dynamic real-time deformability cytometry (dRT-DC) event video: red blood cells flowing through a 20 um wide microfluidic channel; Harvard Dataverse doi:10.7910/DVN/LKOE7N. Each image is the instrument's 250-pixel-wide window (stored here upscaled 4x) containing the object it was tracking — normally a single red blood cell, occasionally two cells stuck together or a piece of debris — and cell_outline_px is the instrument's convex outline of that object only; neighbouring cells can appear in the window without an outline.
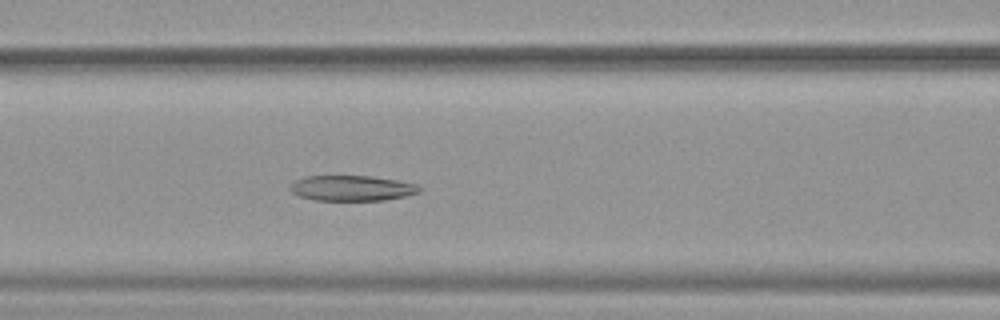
{"species": "common noctule bat (a hibernating species)", "species_latin": "Nyctalus noctula", "temperature_condition": "warm", "stored_images_in_passage": 51, "camera_frame_rate_fps": 3000, "um_per_image_px": 0.085, "animal": {"sex": "female", "body_mass_g": 19.9}, "frame": {"image": 1, "passage_image": 22, "time_ms": 7.0, "image_size_px": [1000, 320], "cell_outline_px": [[424, 188], [420, 192], [404, 196], [384, 200], [316, 200], [300, 196], [292, 192], [288, 188], [296, 180], [304, 176], [372, 176], [396, 180], [416, 184]], "centroid_in_image_um": [29.93, 15.99], "position_along_channel_um": 136.7, "area_um2": 19.07}}
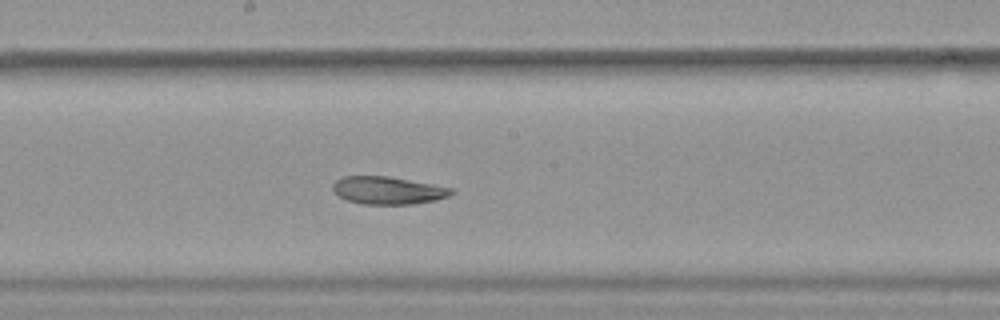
{"frame": {"image": 2, "passage_image": 28, "time_ms": 9.0, "image_size_px": [1000, 320], "cell_outline_px": [[456, 192], [448, 196], [436, 200], [412, 204], [360, 204], [348, 200], [340, 196], [332, 188], [332, 184], [336, 180], [344, 176], [388, 176], [452, 188]], "centroid_in_image_um": [32.98, 16.18], "position_along_channel_um": 215.2, "area_um2": 18.96}}
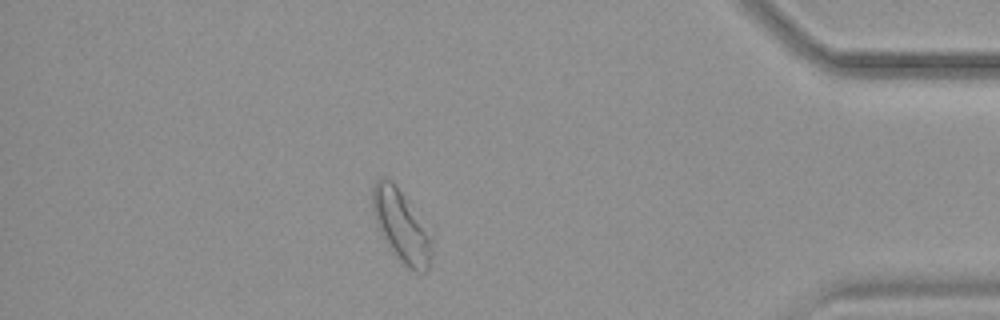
{"frame": {"image": 3, "passage_image": 45, "time_ms": 14.667, "image_size_px": [1000, 320], "cell_outline_px": [[432, 256], [428, 272], [416, 272], [408, 268], [396, 256], [384, 240], [376, 224], [372, 208], [372, 188], [376, 180], [380, 176], [384, 176], [392, 180], [408, 200], [432, 236]], "centroid_in_image_um": [34.11, 19.2], "position_along_channel_um": 401.1, "area_um2": 25.09}, "authors_computed_cell_mechanics": {"area_um2": 22.8888, "velocity_mm_per_s": 3.9472, "shape_relaxation_time_tau1_ms": null, "shape_relaxation_time_tau2_ms": 4.1526, "deformation_change_tau1": null, "deformation_change_tau2": 0.1145}}